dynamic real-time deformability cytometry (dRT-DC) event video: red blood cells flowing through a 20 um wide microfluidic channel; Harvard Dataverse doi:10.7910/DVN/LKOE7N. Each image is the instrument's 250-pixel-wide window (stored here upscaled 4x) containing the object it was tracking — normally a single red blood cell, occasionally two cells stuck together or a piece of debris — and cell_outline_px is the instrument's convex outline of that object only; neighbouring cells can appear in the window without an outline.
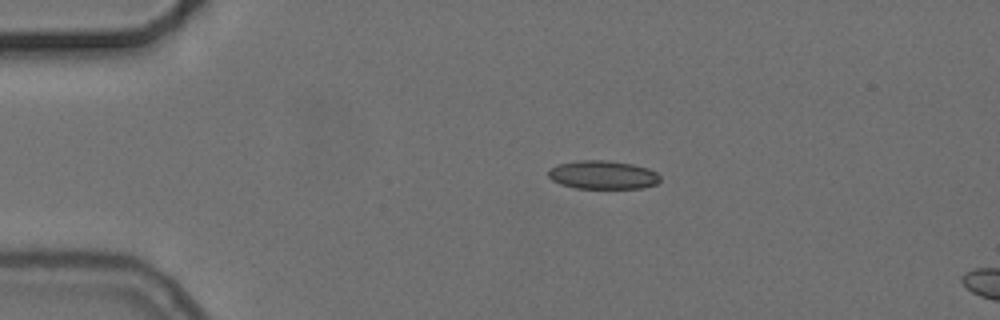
{"species": "common noctule bat (a hibernating species)", "species_latin": "Nyctalus noctula", "temperature_condition": "cold", "stored_images_in_passage": 3, "camera_frame_rate_fps": 3000, "um_per_image_px": 0.085, "animal": {"sex": "female", "body_mass_g": 24.6, "forearm_length_mm": 56.2}, "frame": {"image": 1, "passage_image": 1, "time_ms": 0.0, "image_size_px": [1000, 320], "cell_outline_px": [[660, 180], [656, 184], [644, 188], [576, 188], [560, 184], [552, 180], [548, 176], [548, 168], [556, 164], [576, 160], [608, 160], [632, 164], [648, 168], [656, 172], [660, 176]], "centroid_in_image_um": [51.21, 14.85], "position_along_channel_um": 33.8, "area_um2": 18.79}}